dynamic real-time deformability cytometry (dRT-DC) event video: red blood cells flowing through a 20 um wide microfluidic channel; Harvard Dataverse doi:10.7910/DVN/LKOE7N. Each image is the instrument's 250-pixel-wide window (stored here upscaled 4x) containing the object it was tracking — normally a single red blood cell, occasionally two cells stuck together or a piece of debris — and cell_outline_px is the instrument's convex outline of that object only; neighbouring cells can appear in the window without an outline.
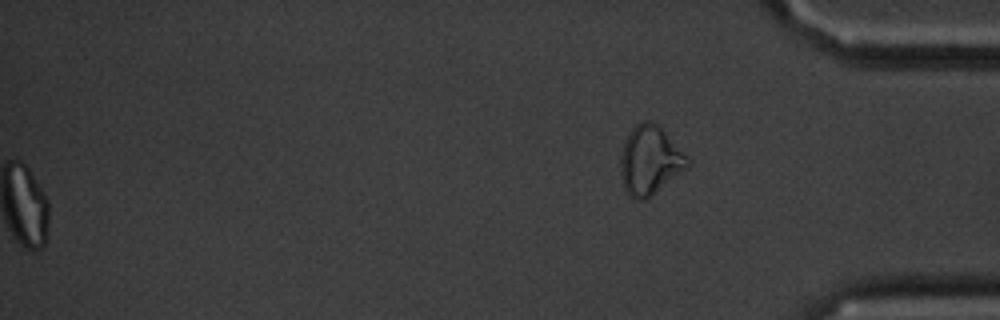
{"species": "common noctule bat (a hibernating species)", "species_latin": "Nyctalus noctula", "temperature_condition": "cold", "stored_images_in_passage": 59, "segment_of_instrument_passage": [2, 2], "camera_frame_rate_fps": 3000, "um_per_image_px": 0.085, "animal": {"sex": "male", "body_mass_g": 20.1, "forearm_length_mm": 53.5}, "frame": {"image": 1, "passage_image": 59, "time_ms": 19.333, "image_size_px": [1000, 320], "cell_outline_px": [[692, 164], [688, 168], [644, 200], [636, 200], [628, 196], [624, 188], [620, 172], [620, 156], [624, 140], [632, 128], [636, 124], [644, 120], [652, 120], [692, 160]], "centroid_in_image_um": [55.24, 13.63], "position_along_channel_um": 380.0, "area_um2": 26.93}}